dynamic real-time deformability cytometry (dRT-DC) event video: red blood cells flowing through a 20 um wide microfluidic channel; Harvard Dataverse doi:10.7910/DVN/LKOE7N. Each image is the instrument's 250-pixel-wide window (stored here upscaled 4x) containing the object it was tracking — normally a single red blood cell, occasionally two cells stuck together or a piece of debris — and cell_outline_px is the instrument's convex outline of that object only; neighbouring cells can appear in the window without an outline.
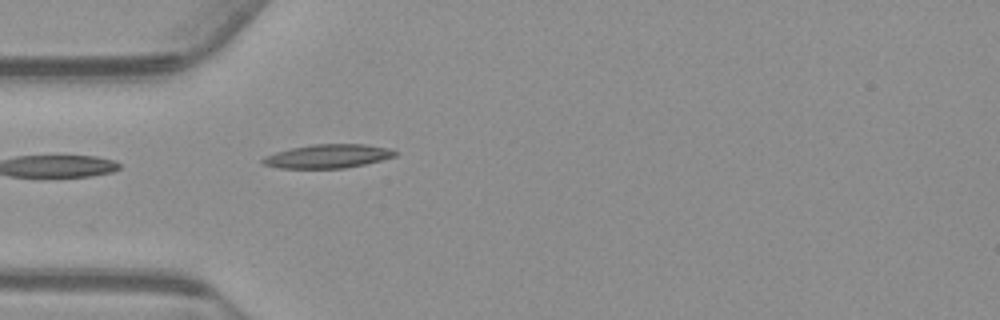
{"species": "common noctule bat (a hibernating species)", "species_latin": "Nyctalus noctula", "temperature_condition": "warm", "stored_images_in_passage": 4, "camera_frame_rate_fps": 3000, "um_per_image_px": 0.085, "animal": {"sex": "male", "body_mass_g": 23.1, "forearm_length_mm": 52.7}, "frame": {"image": 1, "passage_image": 1, "time_ms": 0.0, "image_size_px": [1000, 320], "cell_outline_px": [[396, 156], [364, 164], [344, 168], [280, 168], [264, 164], [260, 160], [264, 156], [276, 152], [292, 148], [312, 144], [364, 144], [388, 148], [396, 152]], "centroid_in_image_um": [27.84, 13.27], "position_along_channel_um": 57.2, "area_um2": 18.09}}